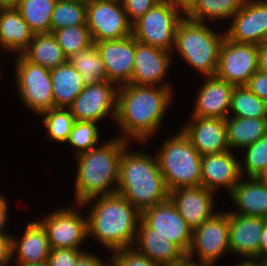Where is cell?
Listing matches in <instances>:
<instances>
[{
	"instance_id": "6da1fadb",
	"label": "cell",
	"mask_w": 267,
	"mask_h": 266,
	"mask_svg": "<svg viewBox=\"0 0 267 266\" xmlns=\"http://www.w3.org/2000/svg\"><path fill=\"white\" fill-rule=\"evenodd\" d=\"M174 90L163 86L118 87L115 120L122 140L146 145L160 131L167 109L173 102ZM146 143V144H145Z\"/></svg>"
},
{
	"instance_id": "7a4b0ae2",
	"label": "cell",
	"mask_w": 267,
	"mask_h": 266,
	"mask_svg": "<svg viewBox=\"0 0 267 266\" xmlns=\"http://www.w3.org/2000/svg\"><path fill=\"white\" fill-rule=\"evenodd\" d=\"M81 204L90 207L86 214L88 238L100 242L110 253L133 247L141 213L123 196H96Z\"/></svg>"
},
{
	"instance_id": "3957f363",
	"label": "cell",
	"mask_w": 267,
	"mask_h": 266,
	"mask_svg": "<svg viewBox=\"0 0 267 266\" xmlns=\"http://www.w3.org/2000/svg\"><path fill=\"white\" fill-rule=\"evenodd\" d=\"M116 193L123 196L140 213L169 199V190L160 172L156 155L128 146L119 164Z\"/></svg>"
},
{
	"instance_id": "277c9868",
	"label": "cell",
	"mask_w": 267,
	"mask_h": 266,
	"mask_svg": "<svg viewBox=\"0 0 267 266\" xmlns=\"http://www.w3.org/2000/svg\"><path fill=\"white\" fill-rule=\"evenodd\" d=\"M129 144L116 136L75 156L77 171L73 204L116 193L120 160Z\"/></svg>"
},
{
	"instance_id": "5b68a950",
	"label": "cell",
	"mask_w": 267,
	"mask_h": 266,
	"mask_svg": "<svg viewBox=\"0 0 267 266\" xmlns=\"http://www.w3.org/2000/svg\"><path fill=\"white\" fill-rule=\"evenodd\" d=\"M225 31L215 32L204 22L184 17L177 26L172 55L175 52L203 76H215ZM174 52V53H173Z\"/></svg>"
},
{
	"instance_id": "8992f818",
	"label": "cell",
	"mask_w": 267,
	"mask_h": 266,
	"mask_svg": "<svg viewBox=\"0 0 267 266\" xmlns=\"http://www.w3.org/2000/svg\"><path fill=\"white\" fill-rule=\"evenodd\" d=\"M155 153L167 189L201 186V154L180 129Z\"/></svg>"
},
{
	"instance_id": "52a82bcc",
	"label": "cell",
	"mask_w": 267,
	"mask_h": 266,
	"mask_svg": "<svg viewBox=\"0 0 267 266\" xmlns=\"http://www.w3.org/2000/svg\"><path fill=\"white\" fill-rule=\"evenodd\" d=\"M15 81L20 101L29 112L39 116L54 108L50 69L15 55Z\"/></svg>"
},
{
	"instance_id": "ba28073f",
	"label": "cell",
	"mask_w": 267,
	"mask_h": 266,
	"mask_svg": "<svg viewBox=\"0 0 267 266\" xmlns=\"http://www.w3.org/2000/svg\"><path fill=\"white\" fill-rule=\"evenodd\" d=\"M183 18L180 11L161 0L132 24V36L138 42L171 52L177 26Z\"/></svg>"
},
{
	"instance_id": "9c48e42d",
	"label": "cell",
	"mask_w": 267,
	"mask_h": 266,
	"mask_svg": "<svg viewBox=\"0 0 267 266\" xmlns=\"http://www.w3.org/2000/svg\"><path fill=\"white\" fill-rule=\"evenodd\" d=\"M60 207L37 220L44 227L50 249H83L88 239L87 216L81 214L82 204ZM78 208V209H77Z\"/></svg>"
},
{
	"instance_id": "30bf717a",
	"label": "cell",
	"mask_w": 267,
	"mask_h": 266,
	"mask_svg": "<svg viewBox=\"0 0 267 266\" xmlns=\"http://www.w3.org/2000/svg\"><path fill=\"white\" fill-rule=\"evenodd\" d=\"M224 253H230L229 211L220 210L192 230V242L186 257L194 260L196 254L198 262L215 264Z\"/></svg>"
},
{
	"instance_id": "8fae6325",
	"label": "cell",
	"mask_w": 267,
	"mask_h": 266,
	"mask_svg": "<svg viewBox=\"0 0 267 266\" xmlns=\"http://www.w3.org/2000/svg\"><path fill=\"white\" fill-rule=\"evenodd\" d=\"M86 25L94 42L122 39L132 35L122 2L89 0L86 3Z\"/></svg>"
},
{
	"instance_id": "7c38bea8",
	"label": "cell",
	"mask_w": 267,
	"mask_h": 266,
	"mask_svg": "<svg viewBox=\"0 0 267 266\" xmlns=\"http://www.w3.org/2000/svg\"><path fill=\"white\" fill-rule=\"evenodd\" d=\"M258 70V45L239 43L225 36L215 76L233 86H246Z\"/></svg>"
},
{
	"instance_id": "4fadbf2b",
	"label": "cell",
	"mask_w": 267,
	"mask_h": 266,
	"mask_svg": "<svg viewBox=\"0 0 267 266\" xmlns=\"http://www.w3.org/2000/svg\"><path fill=\"white\" fill-rule=\"evenodd\" d=\"M117 91L118 86L110 81L85 85L68 109L75 121L100 123L106 116L115 120Z\"/></svg>"
},
{
	"instance_id": "5bb4252c",
	"label": "cell",
	"mask_w": 267,
	"mask_h": 266,
	"mask_svg": "<svg viewBox=\"0 0 267 266\" xmlns=\"http://www.w3.org/2000/svg\"><path fill=\"white\" fill-rule=\"evenodd\" d=\"M173 58L175 57L172 52L135 39L134 68L130 83L137 86H163L173 89L172 84L165 79L172 67Z\"/></svg>"
},
{
	"instance_id": "9a60e30c",
	"label": "cell",
	"mask_w": 267,
	"mask_h": 266,
	"mask_svg": "<svg viewBox=\"0 0 267 266\" xmlns=\"http://www.w3.org/2000/svg\"><path fill=\"white\" fill-rule=\"evenodd\" d=\"M141 220L187 254L192 242V229L170 199L143 211Z\"/></svg>"
},
{
	"instance_id": "2e32d148",
	"label": "cell",
	"mask_w": 267,
	"mask_h": 266,
	"mask_svg": "<svg viewBox=\"0 0 267 266\" xmlns=\"http://www.w3.org/2000/svg\"><path fill=\"white\" fill-rule=\"evenodd\" d=\"M229 21L225 34L230 40L259 46L267 40V0H245Z\"/></svg>"
},
{
	"instance_id": "e0dca14e",
	"label": "cell",
	"mask_w": 267,
	"mask_h": 266,
	"mask_svg": "<svg viewBox=\"0 0 267 266\" xmlns=\"http://www.w3.org/2000/svg\"><path fill=\"white\" fill-rule=\"evenodd\" d=\"M106 67L107 80L118 87L129 84L133 75L135 38L94 42Z\"/></svg>"
},
{
	"instance_id": "ac0fdd59",
	"label": "cell",
	"mask_w": 267,
	"mask_h": 266,
	"mask_svg": "<svg viewBox=\"0 0 267 266\" xmlns=\"http://www.w3.org/2000/svg\"><path fill=\"white\" fill-rule=\"evenodd\" d=\"M216 194L204 186L182 187L170 191L169 199L194 230L217 213L214 202Z\"/></svg>"
},
{
	"instance_id": "d6986e66",
	"label": "cell",
	"mask_w": 267,
	"mask_h": 266,
	"mask_svg": "<svg viewBox=\"0 0 267 266\" xmlns=\"http://www.w3.org/2000/svg\"><path fill=\"white\" fill-rule=\"evenodd\" d=\"M190 116L226 119L231 108L233 85L216 76H204Z\"/></svg>"
},
{
	"instance_id": "ffe728a7",
	"label": "cell",
	"mask_w": 267,
	"mask_h": 266,
	"mask_svg": "<svg viewBox=\"0 0 267 266\" xmlns=\"http://www.w3.org/2000/svg\"><path fill=\"white\" fill-rule=\"evenodd\" d=\"M235 155L234 151L229 150L201 156V186L214 193L224 188L229 196L242 178L239 158Z\"/></svg>"
},
{
	"instance_id": "44dd1931",
	"label": "cell",
	"mask_w": 267,
	"mask_h": 266,
	"mask_svg": "<svg viewBox=\"0 0 267 266\" xmlns=\"http://www.w3.org/2000/svg\"><path fill=\"white\" fill-rule=\"evenodd\" d=\"M189 120L181 130L201 156L230 150L225 119L190 116Z\"/></svg>"
},
{
	"instance_id": "7402d4cb",
	"label": "cell",
	"mask_w": 267,
	"mask_h": 266,
	"mask_svg": "<svg viewBox=\"0 0 267 266\" xmlns=\"http://www.w3.org/2000/svg\"><path fill=\"white\" fill-rule=\"evenodd\" d=\"M267 219L244 216L229 211V244L230 254L246 259L259 260L260 238Z\"/></svg>"
},
{
	"instance_id": "603a6c76",
	"label": "cell",
	"mask_w": 267,
	"mask_h": 266,
	"mask_svg": "<svg viewBox=\"0 0 267 266\" xmlns=\"http://www.w3.org/2000/svg\"><path fill=\"white\" fill-rule=\"evenodd\" d=\"M21 237L11 235L12 261L16 264H32L48 261L50 246L47 233L36 219L28 222Z\"/></svg>"
},
{
	"instance_id": "cb8c5ba5",
	"label": "cell",
	"mask_w": 267,
	"mask_h": 266,
	"mask_svg": "<svg viewBox=\"0 0 267 266\" xmlns=\"http://www.w3.org/2000/svg\"><path fill=\"white\" fill-rule=\"evenodd\" d=\"M243 179L229 194L236 208L230 213L267 219V184L260 177Z\"/></svg>"
},
{
	"instance_id": "d4e9b609",
	"label": "cell",
	"mask_w": 267,
	"mask_h": 266,
	"mask_svg": "<svg viewBox=\"0 0 267 266\" xmlns=\"http://www.w3.org/2000/svg\"><path fill=\"white\" fill-rule=\"evenodd\" d=\"M133 247L159 266H171L186 255L169 239L155 233L142 220L139 222Z\"/></svg>"
},
{
	"instance_id": "484cf974",
	"label": "cell",
	"mask_w": 267,
	"mask_h": 266,
	"mask_svg": "<svg viewBox=\"0 0 267 266\" xmlns=\"http://www.w3.org/2000/svg\"><path fill=\"white\" fill-rule=\"evenodd\" d=\"M34 33L16 8H1L0 51L21 54L33 38ZM16 53V54H15Z\"/></svg>"
},
{
	"instance_id": "4316f807",
	"label": "cell",
	"mask_w": 267,
	"mask_h": 266,
	"mask_svg": "<svg viewBox=\"0 0 267 266\" xmlns=\"http://www.w3.org/2000/svg\"><path fill=\"white\" fill-rule=\"evenodd\" d=\"M50 75L54 108H68L85 88L80 74L66 61L58 67L50 69Z\"/></svg>"
},
{
	"instance_id": "83f0119b",
	"label": "cell",
	"mask_w": 267,
	"mask_h": 266,
	"mask_svg": "<svg viewBox=\"0 0 267 266\" xmlns=\"http://www.w3.org/2000/svg\"><path fill=\"white\" fill-rule=\"evenodd\" d=\"M225 122L227 144L231 151L242 150L267 135V118L228 116Z\"/></svg>"
},
{
	"instance_id": "f1b7e54d",
	"label": "cell",
	"mask_w": 267,
	"mask_h": 266,
	"mask_svg": "<svg viewBox=\"0 0 267 266\" xmlns=\"http://www.w3.org/2000/svg\"><path fill=\"white\" fill-rule=\"evenodd\" d=\"M21 55L29 62L52 69L67 61L53 33L34 34Z\"/></svg>"
},
{
	"instance_id": "f546056e",
	"label": "cell",
	"mask_w": 267,
	"mask_h": 266,
	"mask_svg": "<svg viewBox=\"0 0 267 266\" xmlns=\"http://www.w3.org/2000/svg\"><path fill=\"white\" fill-rule=\"evenodd\" d=\"M245 0H196L194 6L184 15L195 22L211 23L231 19Z\"/></svg>"
},
{
	"instance_id": "4dcf8cb0",
	"label": "cell",
	"mask_w": 267,
	"mask_h": 266,
	"mask_svg": "<svg viewBox=\"0 0 267 266\" xmlns=\"http://www.w3.org/2000/svg\"><path fill=\"white\" fill-rule=\"evenodd\" d=\"M67 61L77 70L85 85L108 81L105 64L94 44L70 56Z\"/></svg>"
},
{
	"instance_id": "1f68e13d",
	"label": "cell",
	"mask_w": 267,
	"mask_h": 266,
	"mask_svg": "<svg viewBox=\"0 0 267 266\" xmlns=\"http://www.w3.org/2000/svg\"><path fill=\"white\" fill-rule=\"evenodd\" d=\"M56 1L22 0L16 9L34 34L50 33V23Z\"/></svg>"
},
{
	"instance_id": "d6a6232c",
	"label": "cell",
	"mask_w": 267,
	"mask_h": 266,
	"mask_svg": "<svg viewBox=\"0 0 267 266\" xmlns=\"http://www.w3.org/2000/svg\"><path fill=\"white\" fill-rule=\"evenodd\" d=\"M229 116L267 118V102L256 96L246 86H235Z\"/></svg>"
},
{
	"instance_id": "836d02e7",
	"label": "cell",
	"mask_w": 267,
	"mask_h": 266,
	"mask_svg": "<svg viewBox=\"0 0 267 266\" xmlns=\"http://www.w3.org/2000/svg\"><path fill=\"white\" fill-rule=\"evenodd\" d=\"M46 129V137L58 143H66L75 123L68 108H52L42 112L39 116Z\"/></svg>"
},
{
	"instance_id": "e575fe53",
	"label": "cell",
	"mask_w": 267,
	"mask_h": 266,
	"mask_svg": "<svg viewBox=\"0 0 267 266\" xmlns=\"http://www.w3.org/2000/svg\"><path fill=\"white\" fill-rule=\"evenodd\" d=\"M86 25V3L57 0L50 23V33L61 28Z\"/></svg>"
},
{
	"instance_id": "d590c367",
	"label": "cell",
	"mask_w": 267,
	"mask_h": 266,
	"mask_svg": "<svg viewBox=\"0 0 267 266\" xmlns=\"http://www.w3.org/2000/svg\"><path fill=\"white\" fill-rule=\"evenodd\" d=\"M52 33L67 58L94 44L87 25L61 28Z\"/></svg>"
},
{
	"instance_id": "8d00e7d4",
	"label": "cell",
	"mask_w": 267,
	"mask_h": 266,
	"mask_svg": "<svg viewBox=\"0 0 267 266\" xmlns=\"http://www.w3.org/2000/svg\"><path fill=\"white\" fill-rule=\"evenodd\" d=\"M241 151L244 153L243 160H239L241 176L261 177L267 170V135Z\"/></svg>"
},
{
	"instance_id": "74e56055",
	"label": "cell",
	"mask_w": 267,
	"mask_h": 266,
	"mask_svg": "<svg viewBox=\"0 0 267 266\" xmlns=\"http://www.w3.org/2000/svg\"><path fill=\"white\" fill-rule=\"evenodd\" d=\"M100 132L96 122L75 121L66 143L75 148L74 155L76 156L98 146Z\"/></svg>"
},
{
	"instance_id": "f35d334b",
	"label": "cell",
	"mask_w": 267,
	"mask_h": 266,
	"mask_svg": "<svg viewBox=\"0 0 267 266\" xmlns=\"http://www.w3.org/2000/svg\"><path fill=\"white\" fill-rule=\"evenodd\" d=\"M110 256V266H159L134 247L113 251Z\"/></svg>"
},
{
	"instance_id": "ab89813d",
	"label": "cell",
	"mask_w": 267,
	"mask_h": 266,
	"mask_svg": "<svg viewBox=\"0 0 267 266\" xmlns=\"http://www.w3.org/2000/svg\"><path fill=\"white\" fill-rule=\"evenodd\" d=\"M88 250L83 249H51L48 264L49 266H75L78 259Z\"/></svg>"
},
{
	"instance_id": "60d3db41",
	"label": "cell",
	"mask_w": 267,
	"mask_h": 266,
	"mask_svg": "<svg viewBox=\"0 0 267 266\" xmlns=\"http://www.w3.org/2000/svg\"><path fill=\"white\" fill-rule=\"evenodd\" d=\"M161 0H122L126 16L131 24L145 15Z\"/></svg>"
},
{
	"instance_id": "b9f144b4",
	"label": "cell",
	"mask_w": 267,
	"mask_h": 266,
	"mask_svg": "<svg viewBox=\"0 0 267 266\" xmlns=\"http://www.w3.org/2000/svg\"><path fill=\"white\" fill-rule=\"evenodd\" d=\"M246 87L256 96L267 102V73L257 70L249 78Z\"/></svg>"
},
{
	"instance_id": "7bdbcfd3",
	"label": "cell",
	"mask_w": 267,
	"mask_h": 266,
	"mask_svg": "<svg viewBox=\"0 0 267 266\" xmlns=\"http://www.w3.org/2000/svg\"><path fill=\"white\" fill-rule=\"evenodd\" d=\"M11 235L0 234V265L9 266L12 263Z\"/></svg>"
},
{
	"instance_id": "ee69618b",
	"label": "cell",
	"mask_w": 267,
	"mask_h": 266,
	"mask_svg": "<svg viewBox=\"0 0 267 266\" xmlns=\"http://www.w3.org/2000/svg\"><path fill=\"white\" fill-rule=\"evenodd\" d=\"M108 261H104L96 253L86 251L77 261L75 266H110V256Z\"/></svg>"
},
{
	"instance_id": "f6af8a7d",
	"label": "cell",
	"mask_w": 267,
	"mask_h": 266,
	"mask_svg": "<svg viewBox=\"0 0 267 266\" xmlns=\"http://www.w3.org/2000/svg\"><path fill=\"white\" fill-rule=\"evenodd\" d=\"M8 200L5 198L0 203V234H12L8 233L5 228L8 225V219H9V204Z\"/></svg>"
},
{
	"instance_id": "bcb514c9",
	"label": "cell",
	"mask_w": 267,
	"mask_h": 266,
	"mask_svg": "<svg viewBox=\"0 0 267 266\" xmlns=\"http://www.w3.org/2000/svg\"><path fill=\"white\" fill-rule=\"evenodd\" d=\"M258 70L267 73V40L258 46Z\"/></svg>"
},
{
	"instance_id": "7dc6e473",
	"label": "cell",
	"mask_w": 267,
	"mask_h": 266,
	"mask_svg": "<svg viewBox=\"0 0 267 266\" xmlns=\"http://www.w3.org/2000/svg\"><path fill=\"white\" fill-rule=\"evenodd\" d=\"M175 9L185 15L195 4L196 0H165Z\"/></svg>"
},
{
	"instance_id": "c3c4849f",
	"label": "cell",
	"mask_w": 267,
	"mask_h": 266,
	"mask_svg": "<svg viewBox=\"0 0 267 266\" xmlns=\"http://www.w3.org/2000/svg\"><path fill=\"white\" fill-rule=\"evenodd\" d=\"M259 260L267 261V222L260 238Z\"/></svg>"
},
{
	"instance_id": "681fc988",
	"label": "cell",
	"mask_w": 267,
	"mask_h": 266,
	"mask_svg": "<svg viewBox=\"0 0 267 266\" xmlns=\"http://www.w3.org/2000/svg\"><path fill=\"white\" fill-rule=\"evenodd\" d=\"M235 266H266V262L257 259H246L241 260Z\"/></svg>"
},
{
	"instance_id": "f907efd6",
	"label": "cell",
	"mask_w": 267,
	"mask_h": 266,
	"mask_svg": "<svg viewBox=\"0 0 267 266\" xmlns=\"http://www.w3.org/2000/svg\"><path fill=\"white\" fill-rule=\"evenodd\" d=\"M22 0H0L1 8H17Z\"/></svg>"
},
{
	"instance_id": "816d5d0a",
	"label": "cell",
	"mask_w": 267,
	"mask_h": 266,
	"mask_svg": "<svg viewBox=\"0 0 267 266\" xmlns=\"http://www.w3.org/2000/svg\"><path fill=\"white\" fill-rule=\"evenodd\" d=\"M180 266H204V263L196 261V259L192 260L188 257H184L180 261Z\"/></svg>"
},
{
	"instance_id": "f5cc1de1",
	"label": "cell",
	"mask_w": 267,
	"mask_h": 266,
	"mask_svg": "<svg viewBox=\"0 0 267 266\" xmlns=\"http://www.w3.org/2000/svg\"><path fill=\"white\" fill-rule=\"evenodd\" d=\"M16 266H49L48 262H39V263H32V264H16Z\"/></svg>"
},
{
	"instance_id": "db71d44e",
	"label": "cell",
	"mask_w": 267,
	"mask_h": 266,
	"mask_svg": "<svg viewBox=\"0 0 267 266\" xmlns=\"http://www.w3.org/2000/svg\"><path fill=\"white\" fill-rule=\"evenodd\" d=\"M260 178L267 184V170Z\"/></svg>"
},
{
	"instance_id": "11a10c76",
	"label": "cell",
	"mask_w": 267,
	"mask_h": 266,
	"mask_svg": "<svg viewBox=\"0 0 267 266\" xmlns=\"http://www.w3.org/2000/svg\"><path fill=\"white\" fill-rule=\"evenodd\" d=\"M2 192H0V203L6 198L3 194H1Z\"/></svg>"
},
{
	"instance_id": "9f6ffc18",
	"label": "cell",
	"mask_w": 267,
	"mask_h": 266,
	"mask_svg": "<svg viewBox=\"0 0 267 266\" xmlns=\"http://www.w3.org/2000/svg\"><path fill=\"white\" fill-rule=\"evenodd\" d=\"M72 1H79V2H83V3H87L89 0H72Z\"/></svg>"
},
{
	"instance_id": "6f0895ef",
	"label": "cell",
	"mask_w": 267,
	"mask_h": 266,
	"mask_svg": "<svg viewBox=\"0 0 267 266\" xmlns=\"http://www.w3.org/2000/svg\"><path fill=\"white\" fill-rule=\"evenodd\" d=\"M171 266H180V261L177 263L172 264Z\"/></svg>"
},
{
	"instance_id": "680465c9",
	"label": "cell",
	"mask_w": 267,
	"mask_h": 266,
	"mask_svg": "<svg viewBox=\"0 0 267 266\" xmlns=\"http://www.w3.org/2000/svg\"><path fill=\"white\" fill-rule=\"evenodd\" d=\"M217 264H215V266H216ZM204 266H214V264H205L204 263Z\"/></svg>"
},
{
	"instance_id": "91938a15",
	"label": "cell",
	"mask_w": 267,
	"mask_h": 266,
	"mask_svg": "<svg viewBox=\"0 0 267 266\" xmlns=\"http://www.w3.org/2000/svg\"><path fill=\"white\" fill-rule=\"evenodd\" d=\"M1 75H2V71H1V67H0V80H1Z\"/></svg>"
}]
</instances>
